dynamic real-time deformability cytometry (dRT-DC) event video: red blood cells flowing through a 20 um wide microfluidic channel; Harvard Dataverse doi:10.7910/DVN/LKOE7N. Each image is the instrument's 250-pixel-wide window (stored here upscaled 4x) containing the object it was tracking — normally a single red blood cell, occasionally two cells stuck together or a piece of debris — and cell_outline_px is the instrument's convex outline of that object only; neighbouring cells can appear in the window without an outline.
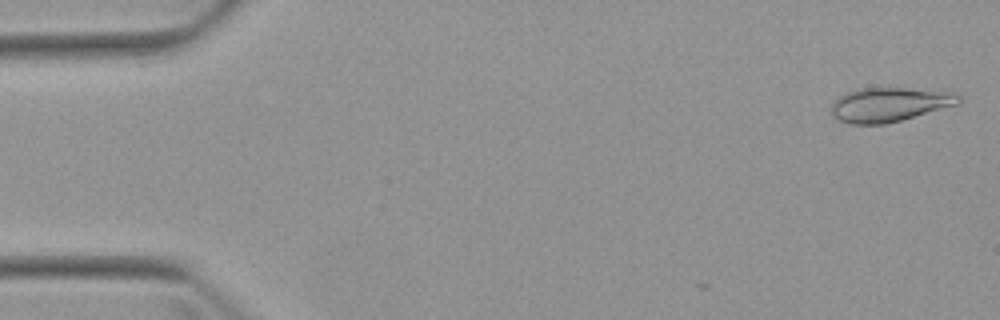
{"species": "Egyptian fruit bat (a non-hibernating species)", "species_latin": "Rousettus aegyptiacus", "temperature_condition": "warm", "stored_images_in_passage": 5, "camera_frame_rate_fps": 3000, "um_per_image_px": 0.085, "animal": {"sex": "female"}, "frame": {"image": 1, "passage_image": 1, "time_ms": 0.0, "image_size_px": [1000, 320], "cell_outline_px": [[964, 100], [960, 104], [900, 120], [884, 124], [848, 124], [832, 116], [832, 104], [840, 96], [856, 88], [944, 88], [956, 92], [964, 96]], "centroid_in_image_um": [75.76, 8.85], "position_along_channel_um": 9.2, "area_um2": 26.13}}
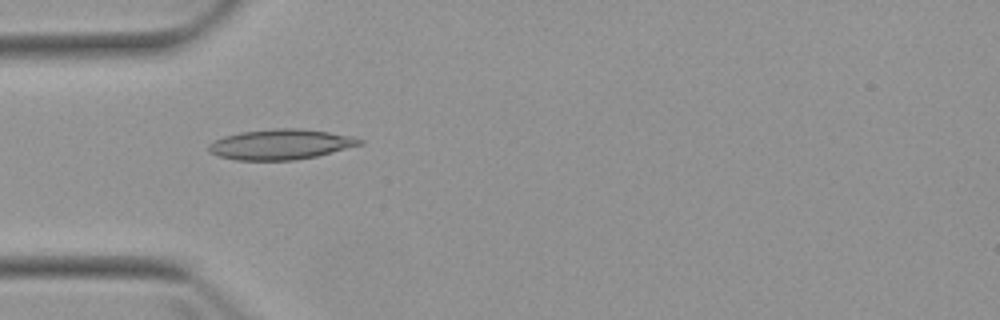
{"frame": {"image": 2, "passage_image": 4, "time_ms": 4.667, "image_size_px": [1000, 320], "cell_outline_px": [[364, 144], [316, 156], [296, 160], [236, 160], [216, 156], [208, 152], [208, 144], [224, 136], [240, 132], [276, 128], [300, 128], [328, 132], [352, 136], [364, 140]], "centroid_in_image_um": [23.85, 12.27], "position_along_channel_um": 61.2, "area_um2": 26.76}}
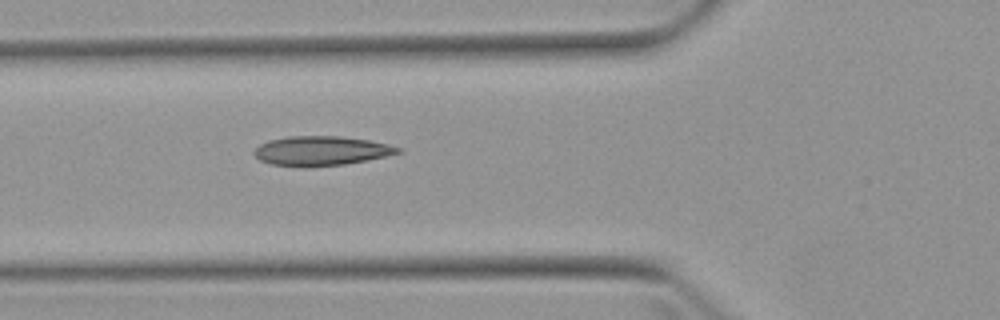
{"frame": {"image": 3, "passage_image": 5, "time_ms": 5.667, "image_size_px": [1000, 320], "cell_outline_px": [[400, 152], [368, 160], [344, 164], [304, 168], [272, 164], [260, 160], [252, 152], [260, 144], [268, 140], [288, 136], [340, 136], [368, 140], [388, 144], [400, 148]], "centroid_in_image_um": [27.25, 12.83], "position_along_channel_um": 98.6, "area_um2": 24.68}}